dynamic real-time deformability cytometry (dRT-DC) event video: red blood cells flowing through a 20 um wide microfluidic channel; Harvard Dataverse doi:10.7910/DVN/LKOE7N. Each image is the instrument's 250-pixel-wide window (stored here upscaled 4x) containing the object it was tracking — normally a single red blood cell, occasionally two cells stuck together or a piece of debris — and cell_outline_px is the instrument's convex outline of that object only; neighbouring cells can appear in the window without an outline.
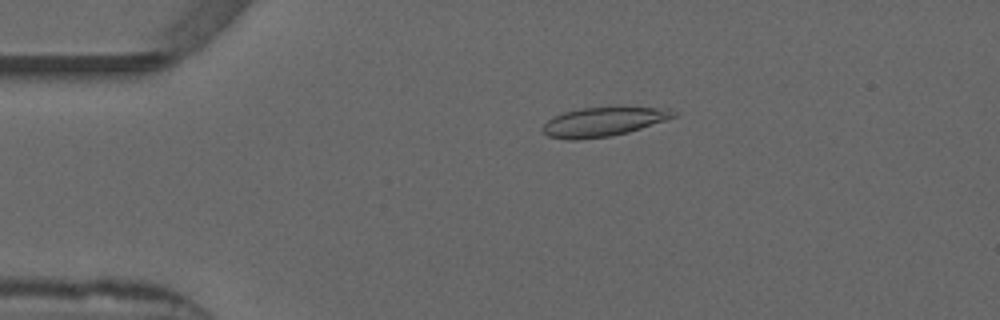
{"species": "common noctule bat (a hibernating species)", "species_latin": "Nyctalus noctula", "temperature_condition": "warm", "stored_images_in_passage": 53, "camera_frame_rate_fps": 3000, "um_per_image_px": 0.085, "animal": {"sex": "male", "forearm_length_mm": 52.5}, "frame": {"image": 1, "passage_image": 11, "time_ms": 3.333, "image_size_px": [1000, 320], "cell_outline_px": [[676, 116], [628, 132], [608, 136], [576, 140], [568, 140], [548, 136], [540, 128], [552, 116], [564, 112], [580, 108], [608, 104], [668, 108], [676, 112]], "centroid_in_image_um": [51.28, 10.29], "position_along_channel_um": 33.7, "area_um2": 23.0}}
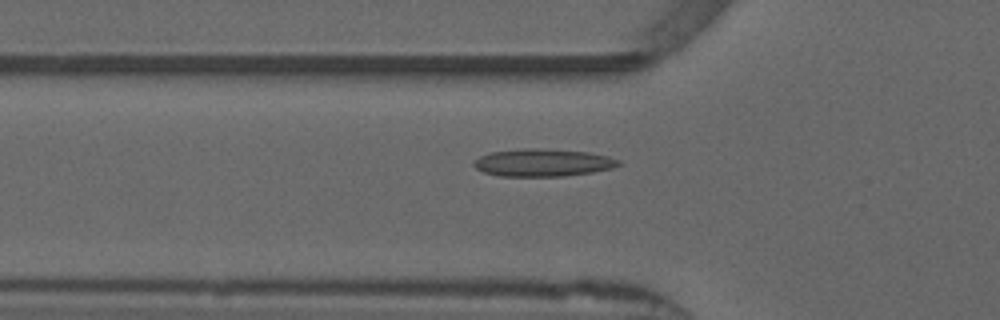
{"frame": {"image": 2, "passage_image": 18, "time_ms": 5.667, "image_size_px": [1000, 320], "cell_outline_px": [[620, 164], [612, 168], [592, 172], [564, 176], [500, 176], [484, 172], [476, 168], [472, 164], [480, 156], [488, 152], [524, 148], [548, 148], [588, 152], [608, 156], [620, 160]], "centroid_in_image_um": [46.14, 13.81], "position_along_channel_um": 79.7, "area_um2": 23.35}}
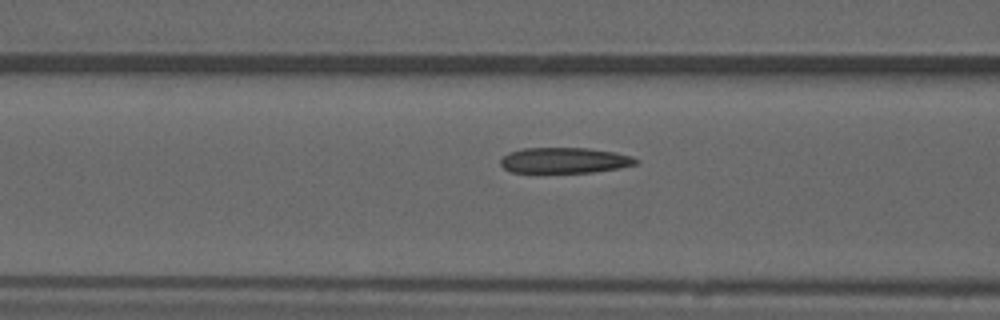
{"frame": {"image": 3, "passage_image": 21, "time_ms": 6.667, "image_size_px": [1000, 320], "cell_outline_px": [[640, 160], [636, 164], [620, 168], [592, 172], [512, 172], [504, 168], [500, 164], [500, 160], [508, 152], [524, 148], [588, 148], [616, 152], [632, 156]], "centroid_in_image_um": [48.01, 13.62], "position_along_channel_um": 118.6, "area_um2": 20.23}, "authors_computed_cell_mechanics": {"area_um2": 21.2704, "velocity_mm_per_s": 3.847, "shape_relaxation_time_tau1_ms": null, "shape_relaxation_time_tau2_ms": 3.887, "deformation_change_tau1": null, "deformation_change_tau2": 0.1124}}